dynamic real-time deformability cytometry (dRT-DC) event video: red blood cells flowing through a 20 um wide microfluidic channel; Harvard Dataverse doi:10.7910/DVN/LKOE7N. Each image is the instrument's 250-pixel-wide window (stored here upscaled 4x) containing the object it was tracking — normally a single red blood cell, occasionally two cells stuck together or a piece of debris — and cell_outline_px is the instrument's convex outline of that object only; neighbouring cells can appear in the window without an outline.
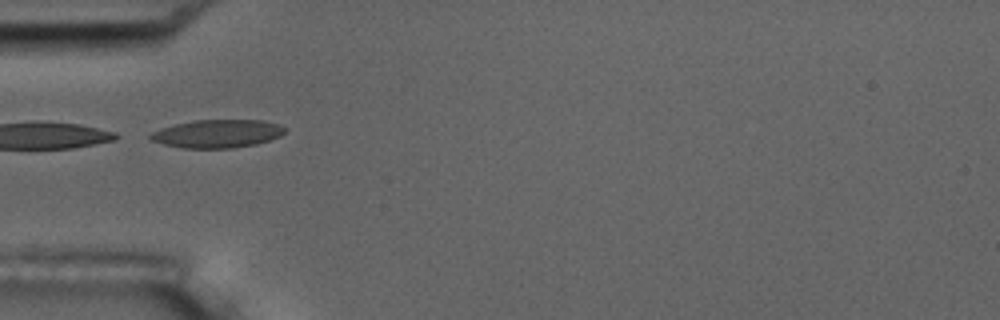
{"species": "common noctule bat (a hibernating species)", "species_latin": "Nyctalus noctula", "temperature_condition": "room temperature", "stored_images_in_passage": 6, "camera_frame_rate_fps": 3000, "um_per_image_px": 0.085, "animal": {"sex": "male", "body_mass_g": 17.5, "forearm_length_mm": 52.3}, "frame": {"image": 1, "passage_image": 5, "time_ms": 5.333, "image_size_px": [1000, 320], "cell_outline_px": [[288, 128], [280, 136], [256, 144], [232, 148], [184, 148], [164, 144], [148, 140], [148, 136], [152, 132], [160, 128], [176, 124], [196, 120], [264, 120]], "centroid_in_image_um": [18.45, 11.36], "position_along_channel_um": 66.5, "area_um2": 22.02}}